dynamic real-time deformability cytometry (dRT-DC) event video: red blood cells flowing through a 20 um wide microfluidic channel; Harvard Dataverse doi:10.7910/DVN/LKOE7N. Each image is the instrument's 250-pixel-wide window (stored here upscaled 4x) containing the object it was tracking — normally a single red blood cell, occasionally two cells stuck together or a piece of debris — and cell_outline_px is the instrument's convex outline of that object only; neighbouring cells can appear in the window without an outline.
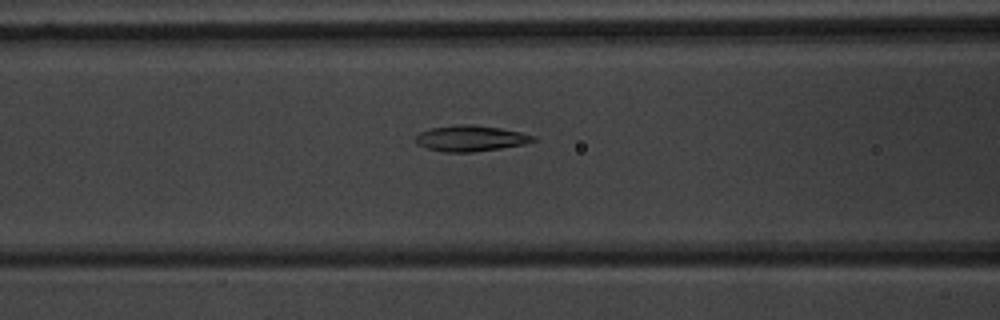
{"species": "common noctule bat (a hibernating species)", "species_latin": "Nyctalus noctula", "temperature_condition": "warm", "stored_images_in_passage": 43, "camera_frame_rate_fps": 3000, "um_per_image_px": 0.085, "animal": {"sex": "male", "body_mass_g": 20.1, "forearm_length_mm": 53.5}, "frame": {"image": 1, "passage_image": 11, "time_ms": 3.333, "image_size_px": [1000, 320], "cell_outline_px": [[536, 140], [524, 144], [500, 148], [472, 152], [444, 152], [428, 148], [416, 144], [416, 136], [420, 132], [432, 128], [460, 124], [472, 124], [500, 128], [520, 132], [536, 136]], "centroid_in_image_um": [40.01, 11.76], "position_along_channel_um": 126.6, "area_um2": 17.57}}
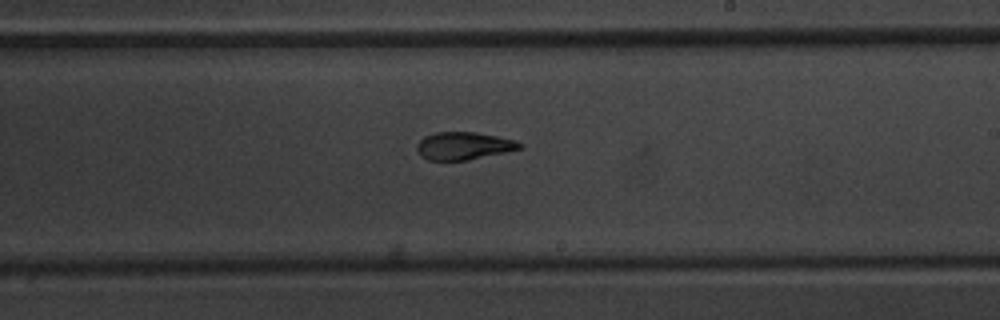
{"frame": {"image": 2, "passage_image": 21, "time_ms": 6.667, "image_size_px": [1000, 320], "cell_outline_px": [[524, 148], [468, 160], [428, 160], [420, 156], [416, 152], [416, 144], [424, 136], [436, 132], [476, 132], [496, 136], [512, 140], [524, 144]], "centroid_in_image_um": [39.38, 12.4], "position_along_channel_um": 249.6, "area_um2": 16.65}}
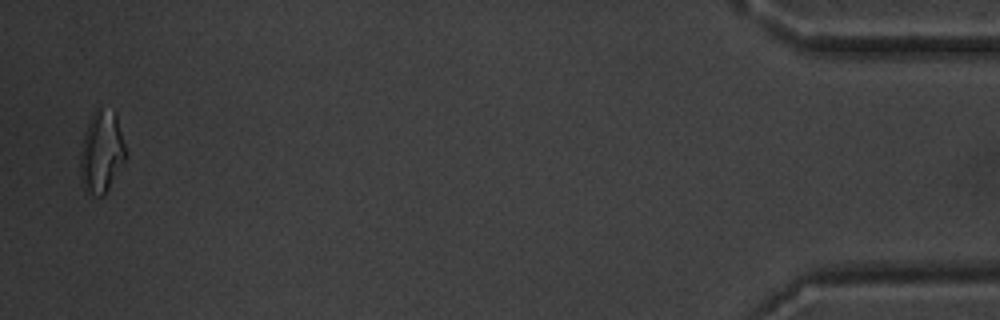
{"frame": {"image": 3, "passage_image": 42, "time_ms": 13.667, "image_size_px": [1000, 320], "cell_outline_px": [[128, 152], [124, 160], [104, 196], [92, 196], [84, 192], [80, 184], [80, 152], [84, 132], [92, 112], [100, 104], [116, 112]], "centroid_in_image_um": [8.62, 12.88], "position_along_channel_um": 426.6, "area_um2": 22.54}, "authors_computed_cell_mechanics": {"area_um2": 17.6868, "velocity_mm_per_s": 3.6959, "shape_relaxation_time_tau1_ms": 6.5242, "shape_relaxation_time_tau2_ms": 2.5252, "deformation_change_tau1": 0.192, "deformation_change_tau2": 0.0836}}